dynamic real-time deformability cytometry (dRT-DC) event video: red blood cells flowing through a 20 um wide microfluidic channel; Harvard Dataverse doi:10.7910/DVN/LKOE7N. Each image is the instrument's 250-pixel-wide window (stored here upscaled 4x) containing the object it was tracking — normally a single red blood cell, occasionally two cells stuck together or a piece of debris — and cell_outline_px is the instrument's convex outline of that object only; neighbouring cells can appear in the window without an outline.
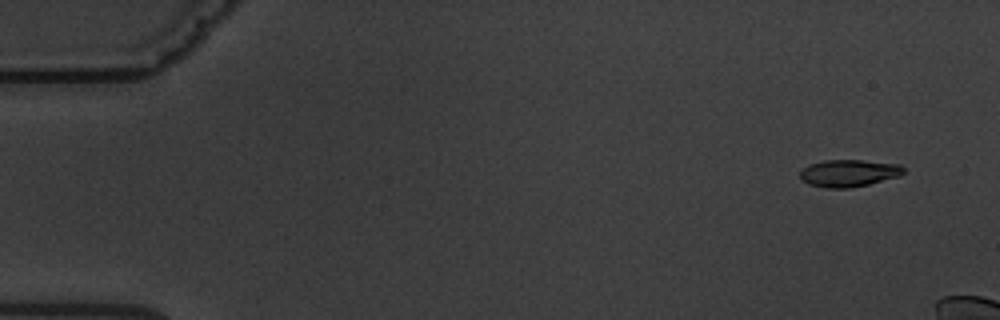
{"species": "common noctule bat (a hibernating species)", "species_latin": "Nyctalus noctula", "temperature_condition": "warm", "stored_images_in_passage": 4, "camera_frame_rate_fps": 3000, "um_per_image_px": 0.085, "animal": {"sex": "male", "body_mass_g": 19.5, "forearm_length_mm": 54.6}, "frame": {"image": 1, "passage_image": 1, "time_ms": 0.0, "image_size_px": [1000, 320], "cell_outline_px": [[904, 172], [900, 176], [852, 188], [828, 188], [808, 184], [800, 180], [800, 172], [808, 164], [824, 160], [860, 160], [900, 164], [904, 168]], "centroid_in_image_um": [72.13, 14.72], "position_along_channel_um": 12.9, "area_um2": 16.47}}